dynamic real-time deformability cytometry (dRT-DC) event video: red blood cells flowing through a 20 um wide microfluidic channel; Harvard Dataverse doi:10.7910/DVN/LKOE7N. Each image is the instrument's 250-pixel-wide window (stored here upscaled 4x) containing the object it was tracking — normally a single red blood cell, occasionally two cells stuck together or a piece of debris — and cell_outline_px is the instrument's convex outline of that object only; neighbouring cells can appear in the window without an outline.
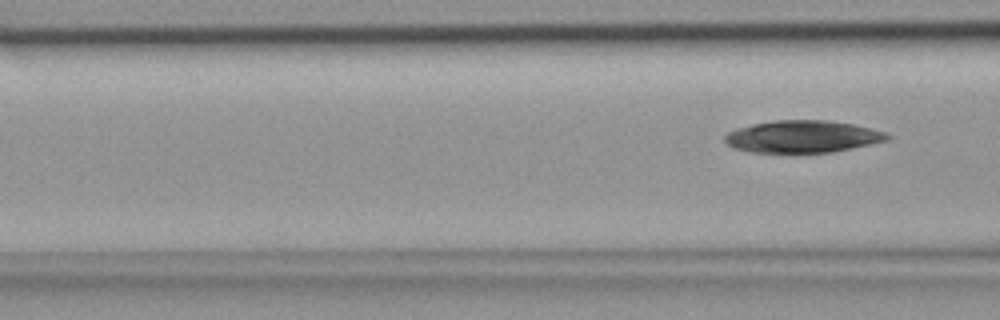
{"species": "common noctule bat (a hibernating species)", "species_latin": "Nyctalus noctula", "temperature_condition": "room temperature", "stored_images_in_passage": 5, "camera_frame_rate_fps": 3000, "um_per_image_px": 0.085, "animal": {"sex": "female", "body_mass_g": 18.4}, "frame": {"image": 1, "passage_image": 5, "time_ms": 1.333, "image_size_px": [1000, 320], "cell_outline_px": [[892, 136], [888, 140], [852, 148], [832, 152], [748, 152], [732, 148], [724, 140], [724, 136], [728, 132], [736, 128], [752, 124], [776, 120], [828, 120], [852, 124], [872, 128], [884, 132]], "centroid_in_image_um": [68.2, 11.6], "position_along_channel_um": 98.4, "area_um2": 30.46}}